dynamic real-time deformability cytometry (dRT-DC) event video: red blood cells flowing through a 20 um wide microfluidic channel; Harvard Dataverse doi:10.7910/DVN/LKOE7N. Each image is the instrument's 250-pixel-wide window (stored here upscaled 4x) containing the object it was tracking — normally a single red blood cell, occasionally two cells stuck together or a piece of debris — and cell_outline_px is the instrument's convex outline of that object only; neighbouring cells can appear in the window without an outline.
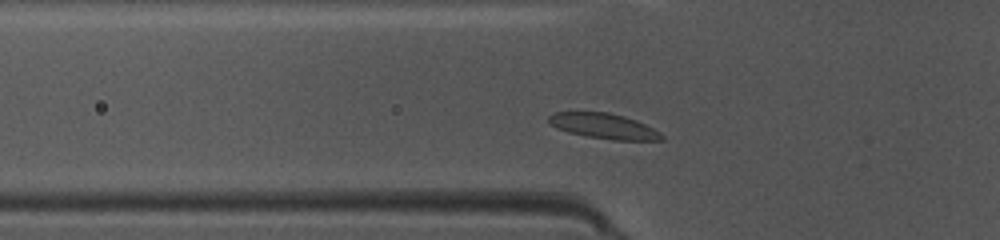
{"species": "common noctule bat (a hibernating species)", "species_latin": "Nyctalus noctula", "temperature_condition": "warm", "stored_images_in_passage": 36, "camera_frame_rate_fps": 3000, "um_per_image_px": 0.085, "animal": {"sex": "female", "body_mass_g": 10.0, "forearm_length_mm": 53.1}, "frame": {"image": 1, "passage_image": 4, "time_ms": 1.0, "image_size_px": [1000, 240], "cell_outline_px": [[664, 140], [612, 140], [588, 136], [568, 132], [556, 128], [548, 124], [548, 116], [556, 112], [608, 112], [624, 116], [636, 120], [660, 132], [664, 136]], "centroid_in_image_um": [51.31, 10.71], "position_along_channel_um": 74.5, "area_um2": 16.65}}
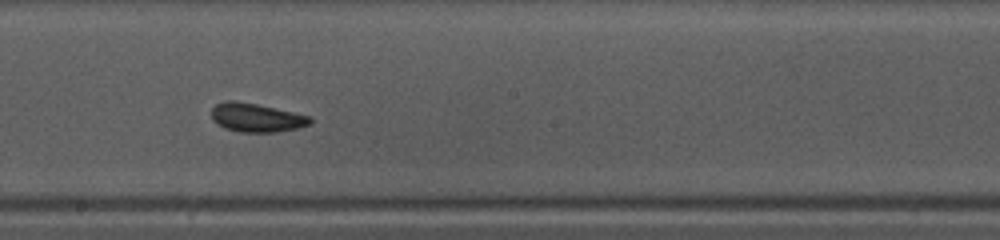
{"frame": {"image": 2, "passage_image": 15, "time_ms": 4.667, "image_size_px": [1000, 240], "cell_outline_px": [[312, 124], [300, 128], [276, 132], [240, 132], [224, 128], [216, 124], [212, 120], [212, 108], [216, 104], [224, 100], [232, 100], [256, 104], [312, 116]], "centroid_in_image_um": [21.81, 10.0], "position_along_channel_um": 226.4, "area_um2": 16.7}}
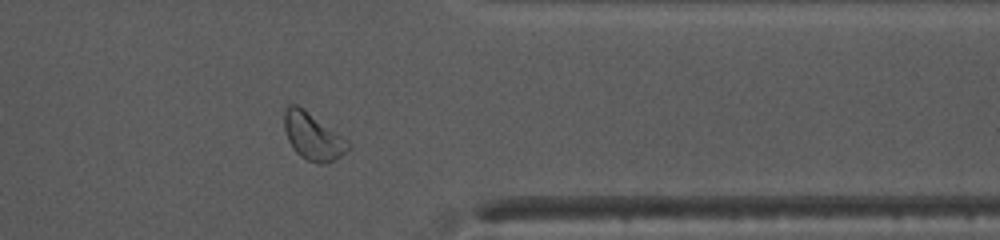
{"frame": {"image": 3, "passage_image": 27, "time_ms": 8.667, "image_size_px": [1000, 240], "cell_outline_px": [[352, 148], [340, 156], [324, 164], [316, 164], [300, 156], [296, 152], [288, 140], [284, 128], [284, 112], [288, 104], [296, 104], [304, 108], [352, 140]], "centroid_in_image_um": [26.66, 11.57], "position_along_channel_um": 384.7, "area_um2": 18.15}, "authors_computed_cell_mechanics": {"area_um2": 16.6175, "velocity_mm_per_s": 4.1247, "shape_relaxation_time_tau1_ms": 10.2178, "shape_relaxation_time_tau2_ms": 4.5751, "deformation_change_tau1": 0.2548, "deformation_change_tau2": 0.0916}}